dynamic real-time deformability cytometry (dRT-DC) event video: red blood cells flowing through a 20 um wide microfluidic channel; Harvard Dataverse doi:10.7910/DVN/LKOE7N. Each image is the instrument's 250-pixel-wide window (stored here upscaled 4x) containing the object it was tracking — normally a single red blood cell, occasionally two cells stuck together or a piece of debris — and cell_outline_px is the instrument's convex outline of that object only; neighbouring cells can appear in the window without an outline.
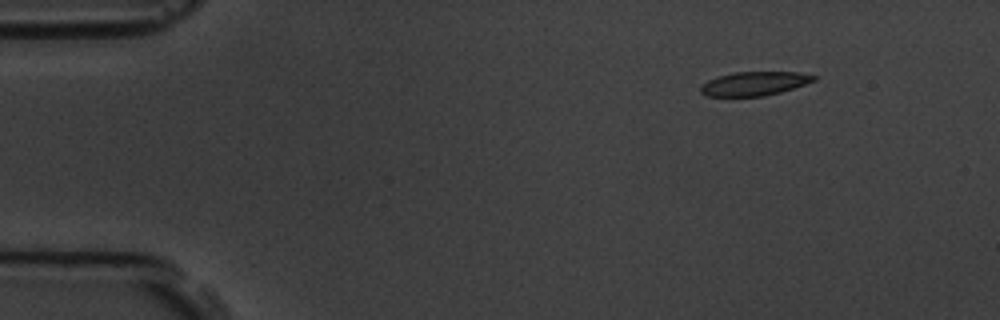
{"species": "common noctule bat (a hibernating species)", "species_latin": "Nyctalus noctula", "temperature_condition": "room temperature", "stored_images_in_passage": 3, "segment_of_instrument_passage": [2, 2], "camera_frame_rate_fps": 3000, "um_per_image_px": 0.085, "animal": {"sex": "male", "body_mass_g": 19.5, "forearm_length_mm": 54.6}, "frame": {"image": 1, "passage_image": 3, "time_ms": 3.333, "image_size_px": [1000, 320], "cell_outline_px": [[816, 80], [780, 92], [764, 96], [708, 96], [700, 92], [700, 88], [708, 80], [732, 72], [800, 72], [816, 76]], "centroid_in_image_um": [64.12, 7.1], "position_along_channel_um": 20.9, "area_um2": 15.55}}